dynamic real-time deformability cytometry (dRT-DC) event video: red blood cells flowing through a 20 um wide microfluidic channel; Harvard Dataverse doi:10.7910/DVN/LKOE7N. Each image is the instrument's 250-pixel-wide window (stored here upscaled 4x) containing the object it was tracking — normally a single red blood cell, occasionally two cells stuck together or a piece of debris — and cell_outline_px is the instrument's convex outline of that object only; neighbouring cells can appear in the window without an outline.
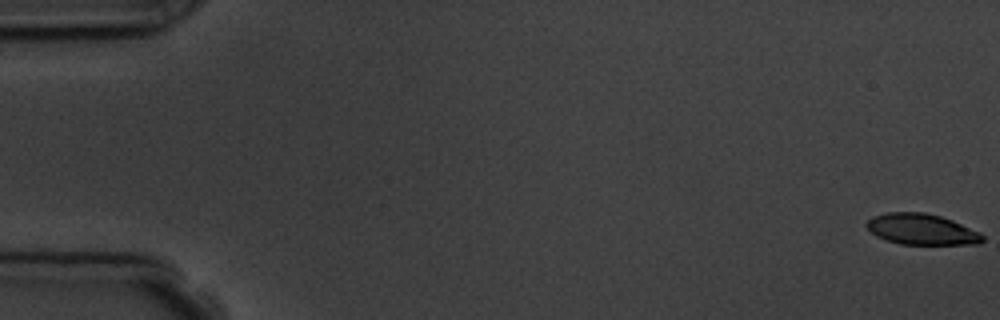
{"species": "common noctule bat (a hibernating species)", "species_latin": "Nyctalus noctula", "temperature_condition": "room temperature", "stored_images_in_passage": 5, "camera_frame_rate_fps": 3000, "um_per_image_px": 0.085, "animal": {"sex": "male", "body_mass_g": 19.5, "forearm_length_mm": 54.6}, "frame": {"image": 1, "passage_image": 1, "time_ms": 0.0, "image_size_px": [1000, 320], "cell_outline_px": [[984, 240], [980, 244], [900, 244], [876, 236], [864, 224], [872, 216], [888, 212], [924, 212], [940, 216], [952, 220], [980, 232], [984, 236]], "centroid_in_image_um": [78.35, 19.49], "position_along_channel_um": 6.7, "area_um2": 20.87}}
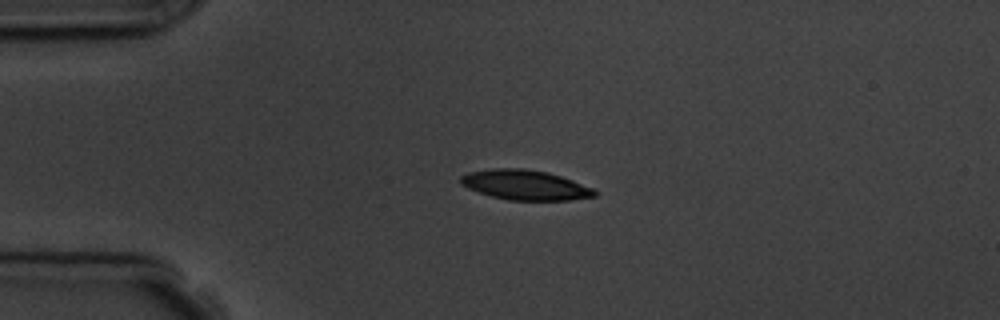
{"frame": {"image": 2, "passage_image": 4, "time_ms": 4.333, "image_size_px": [1000, 320], "cell_outline_px": [[600, 192], [596, 196], [572, 200], [508, 200], [492, 196], [468, 188], [460, 184], [460, 176], [468, 172], [496, 168], [524, 168], [544, 172], [560, 176], [572, 180], [592, 188]], "centroid_in_image_um": [44.65, 15.73], "position_along_channel_um": 40.4, "area_um2": 23.24}}